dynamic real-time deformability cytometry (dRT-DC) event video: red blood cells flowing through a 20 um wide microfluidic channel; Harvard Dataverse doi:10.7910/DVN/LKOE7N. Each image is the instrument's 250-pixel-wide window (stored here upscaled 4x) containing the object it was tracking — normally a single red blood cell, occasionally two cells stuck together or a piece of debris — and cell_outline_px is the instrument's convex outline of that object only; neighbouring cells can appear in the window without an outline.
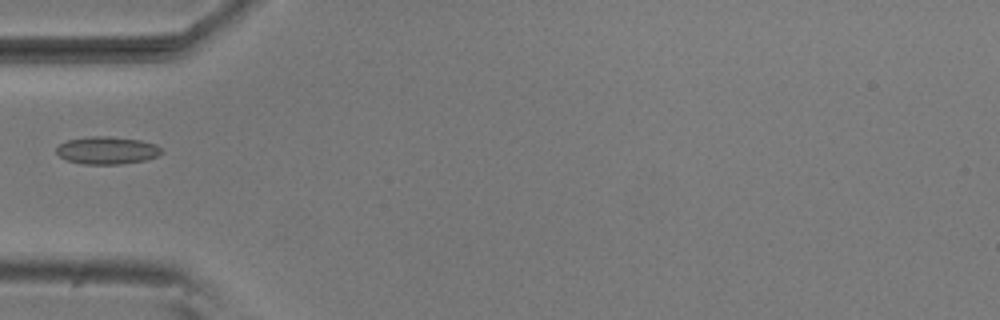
{"species": "common noctule bat (a hibernating species)", "species_latin": "Nyctalus noctula", "temperature_condition": "room temperature", "stored_images_in_passage": 5, "camera_frame_rate_fps": 3000, "um_per_image_px": 0.085, "animal": {"sex": "male", "body_mass_g": 20.5, "forearm_length_mm": 52.5}, "frame": {"image": 1, "passage_image": 5, "time_ms": 1.333, "image_size_px": [1000, 320], "cell_outline_px": [[164, 152], [160, 156], [144, 160], [120, 164], [84, 164], [68, 160], [60, 156], [56, 152], [56, 148], [60, 144], [68, 140], [88, 136], [112, 136], [140, 140], [156, 144]], "centroid_in_image_um": [9.13, 12.77], "position_along_channel_um": 75.9, "area_um2": 16.94}}